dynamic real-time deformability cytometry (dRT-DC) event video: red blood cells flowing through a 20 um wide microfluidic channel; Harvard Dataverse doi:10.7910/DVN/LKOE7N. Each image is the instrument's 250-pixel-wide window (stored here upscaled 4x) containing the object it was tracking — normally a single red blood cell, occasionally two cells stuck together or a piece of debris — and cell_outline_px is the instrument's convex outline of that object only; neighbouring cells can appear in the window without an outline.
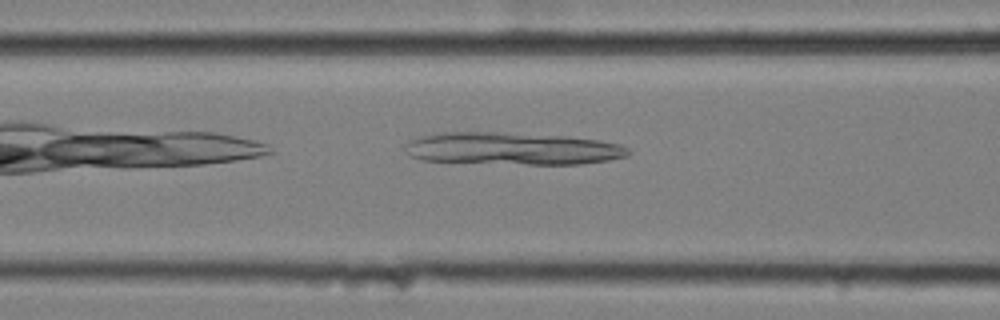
{"species": "common noctule bat (a hibernating species)", "species_latin": "Nyctalus noctula", "temperature_condition": "cold", "stored_images_in_passage": 36, "camera_frame_rate_fps": 3000, "um_per_image_px": 0.085, "animal": {"sex": "female", "body_mass_g": 25.1}, "frame": {"image": 1, "passage_image": 7, "time_ms": 2.0, "image_size_px": [1000, 320], "cell_outline_px": [[632, 152], [628, 156], [608, 160], [580, 164], [528, 164], [424, 160], [412, 156], [404, 148], [404, 144], [408, 140], [420, 136], [440, 132], [504, 132], [568, 136], [596, 140], [620, 144], [628, 148]], "centroid_in_image_um": [43.57, 12.61], "position_along_channel_um": 123.0, "area_um2": 42.14}}
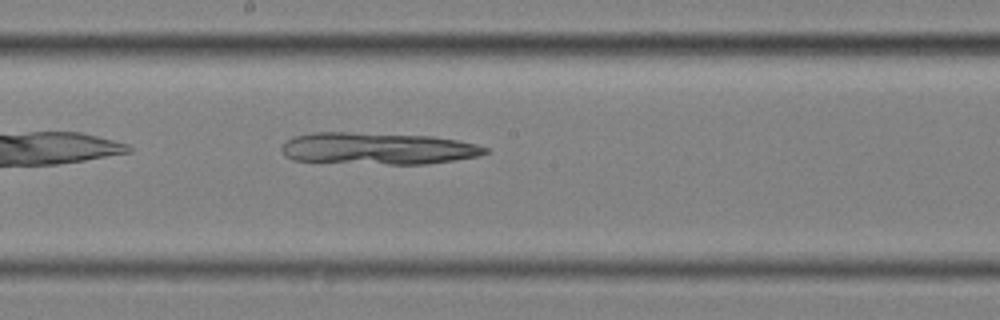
{"frame": {"image": 2, "passage_image": 15, "time_ms": 4.667, "image_size_px": [1000, 320], "cell_outline_px": [[492, 152], [480, 156], [428, 164], [388, 164], [292, 160], [284, 156], [280, 148], [292, 136], [312, 132], [348, 132], [432, 136], [456, 140], [476, 144], [488, 148]], "centroid_in_image_um": [32.13, 12.62], "position_along_channel_um": 216.1, "area_um2": 37.97}}
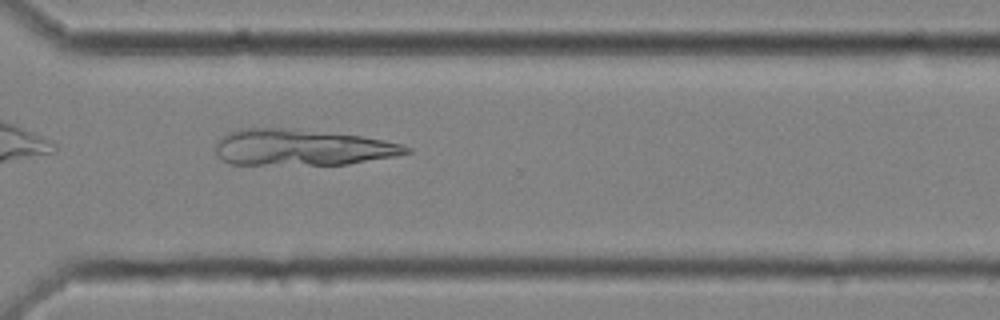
{"frame": {"image": 3, "passage_image": 26, "time_ms": 8.333, "image_size_px": [1000, 320], "cell_outline_px": [[412, 152], [396, 156], [348, 164], [232, 164], [224, 160], [216, 152], [216, 144], [220, 136], [236, 128], [284, 128], [360, 136], [400, 144], [412, 148]], "centroid_in_image_um": [25.64, 12.53], "position_along_channel_um": 345.0, "area_um2": 39.82}}